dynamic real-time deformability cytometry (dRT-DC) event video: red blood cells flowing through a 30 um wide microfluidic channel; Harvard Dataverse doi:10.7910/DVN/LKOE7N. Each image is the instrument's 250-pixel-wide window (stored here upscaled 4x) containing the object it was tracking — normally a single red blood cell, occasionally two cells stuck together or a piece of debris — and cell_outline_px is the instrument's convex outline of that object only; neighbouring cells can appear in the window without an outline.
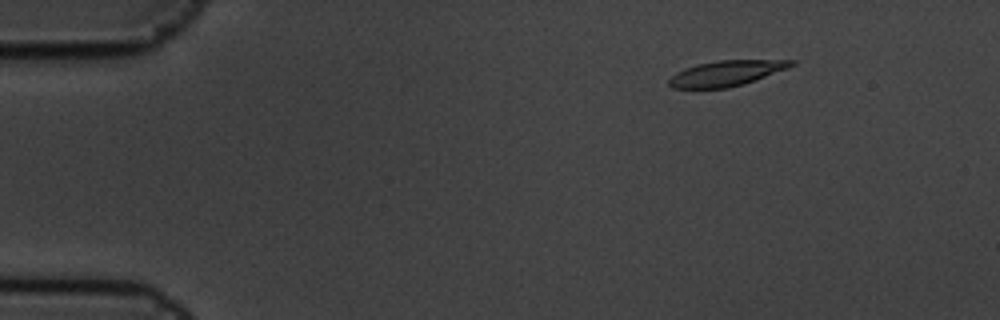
{"species": "common noctule bat (a hibernating species)", "species_latin": "Nyctalus noctula", "temperature_condition": "cold", "stored_images_in_passage": 6, "camera_frame_rate_fps": 3000, "um_per_image_px": 0.085, "animal": {"sex": "male", "body_mass_g": 19.5, "forearm_length_mm": 54.6}, "frame": {"image": 1, "passage_image": 2, "time_ms": 0.333, "image_size_px": [1000, 320], "cell_outline_px": [[796, 64], [788, 68], [744, 84], [728, 88], [672, 88], [668, 84], [668, 80], [676, 72], [684, 68], [696, 64], [720, 60], [796, 60]], "centroid_in_image_um": [61.73, 6.22], "position_along_channel_um": 23.3, "area_um2": 18.15}}
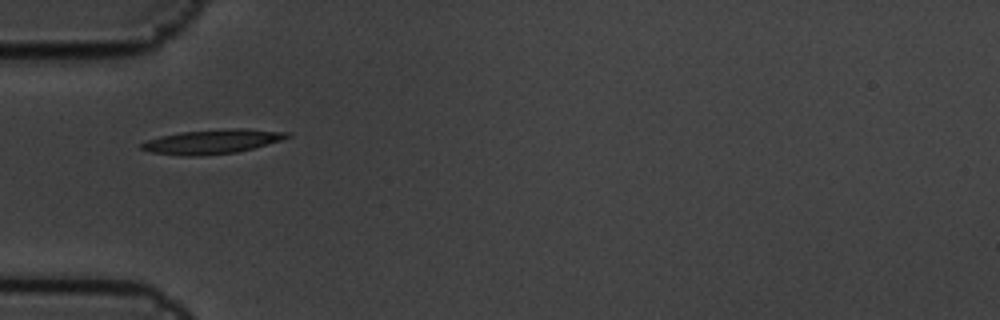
{"frame": {"image": 2, "passage_image": 5, "time_ms": 1.333, "image_size_px": [1000, 320], "cell_outline_px": [[292, 136], [280, 140], [252, 148], [236, 152], [196, 156], [188, 156], [152, 152], [140, 148], [140, 144], [148, 140], [160, 136], [180, 132], [228, 128], [244, 128], [288, 132]], "centroid_in_image_um": [18.04, 12.02], "position_along_channel_um": 67.0, "area_um2": 20.4}}
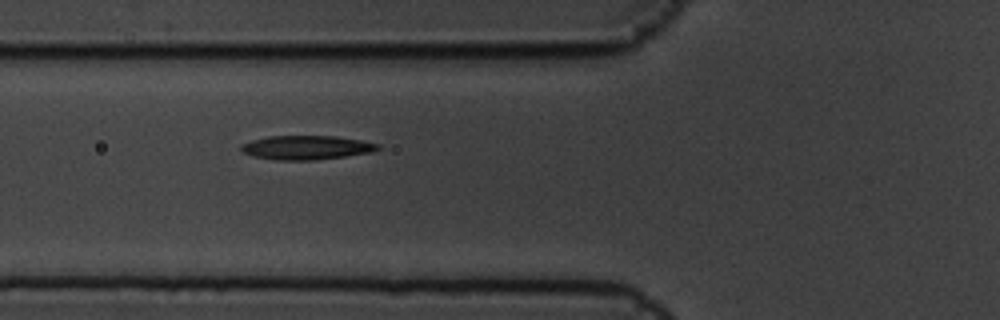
{"frame": {"image": 3, "passage_image": 6, "time_ms": 1.667, "image_size_px": [1000, 320], "cell_outline_px": [[380, 148], [372, 152], [316, 160], [276, 160], [252, 156], [244, 152], [240, 148], [240, 144], [252, 140], [268, 136], [336, 136], [360, 140], [380, 144]], "centroid_in_image_um": [26.03, 12.54], "position_along_channel_um": 99.8, "area_um2": 19.13}}